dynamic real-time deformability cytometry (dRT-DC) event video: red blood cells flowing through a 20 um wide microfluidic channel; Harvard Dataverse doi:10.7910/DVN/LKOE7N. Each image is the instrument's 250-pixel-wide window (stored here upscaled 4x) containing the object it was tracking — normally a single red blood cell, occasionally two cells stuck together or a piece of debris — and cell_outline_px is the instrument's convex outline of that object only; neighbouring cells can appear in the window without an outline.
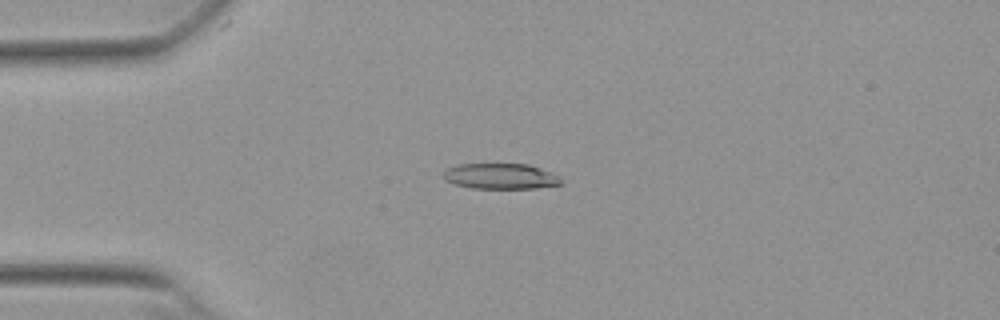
{"species": "Egyptian fruit bat (a non-hibernating species)", "species_latin": "Rousettus aegyptiacus", "temperature_condition": "warm", "stored_images_in_passage": 51, "camera_frame_rate_fps": 3000, "um_per_image_px": 0.085, "animal": {"sex": "female"}, "frame": {"image": 1, "passage_image": 11, "time_ms": 3.333, "image_size_px": [1000, 320], "cell_outline_px": [[564, 184], [536, 188], [472, 188], [456, 184], [444, 180], [444, 172], [448, 168], [460, 164], [528, 164], [552, 172]], "centroid_in_image_um": [42.56, 14.98], "position_along_channel_um": 42.4, "area_um2": 17.4}}
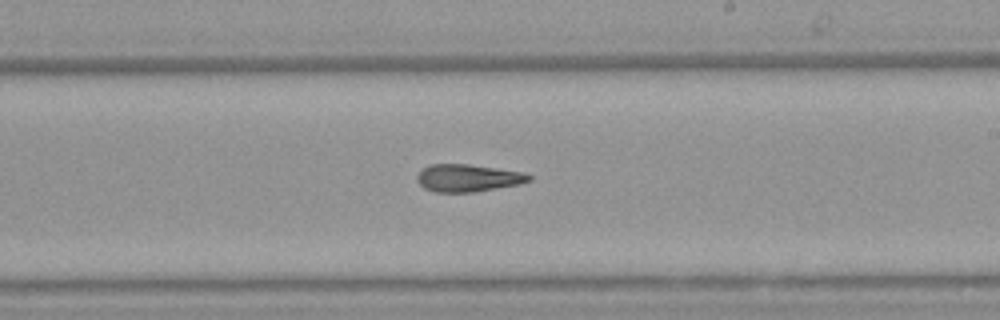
{"frame": {"image": 2, "passage_image": 29, "time_ms": 9.333, "image_size_px": [1000, 320], "cell_outline_px": [[532, 180], [520, 184], [472, 192], [436, 192], [424, 188], [416, 180], [416, 176], [428, 164], [468, 164], [524, 172], [532, 176]], "centroid_in_image_um": [39.78, 15.12], "position_along_channel_um": 249.2, "area_um2": 17.86}}
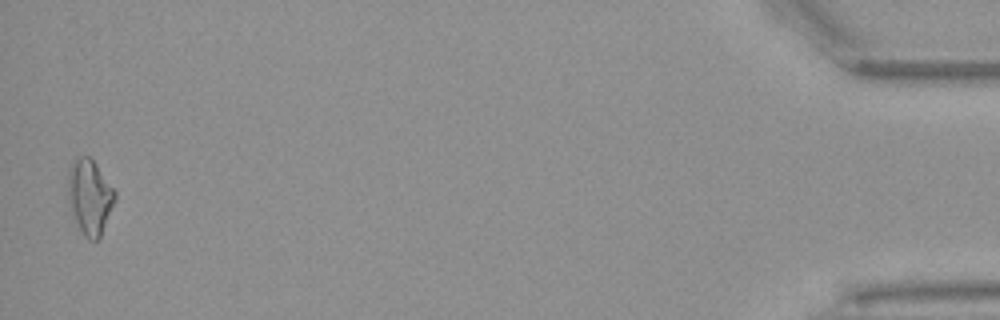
{"frame": {"image": 3, "passage_image": 50, "time_ms": 16.333, "image_size_px": [1000, 320], "cell_outline_px": [[116, 200], [100, 236], [96, 240], [88, 240], [84, 236], [80, 228], [72, 208], [68, 196], [68, 172], [72, 164], [80, 156], [88, 156], [96, 164], [116, 192]], "centroid_in_image_um": [7.66, 16.72], "position_along_channel_um": 427.5, "area_um2": 19.88}, "authors_computed_cell_mechanics": {"area_um2": 18.4382, "velocity_mm_per_s": 3.8598, "shape_relaxation_time_tau1_ms": null, "shape_relaxation_time_tau2_ms": 5.4129, "deformation_change_tau1": null, "deformation_change_tau2": 0.1621}}